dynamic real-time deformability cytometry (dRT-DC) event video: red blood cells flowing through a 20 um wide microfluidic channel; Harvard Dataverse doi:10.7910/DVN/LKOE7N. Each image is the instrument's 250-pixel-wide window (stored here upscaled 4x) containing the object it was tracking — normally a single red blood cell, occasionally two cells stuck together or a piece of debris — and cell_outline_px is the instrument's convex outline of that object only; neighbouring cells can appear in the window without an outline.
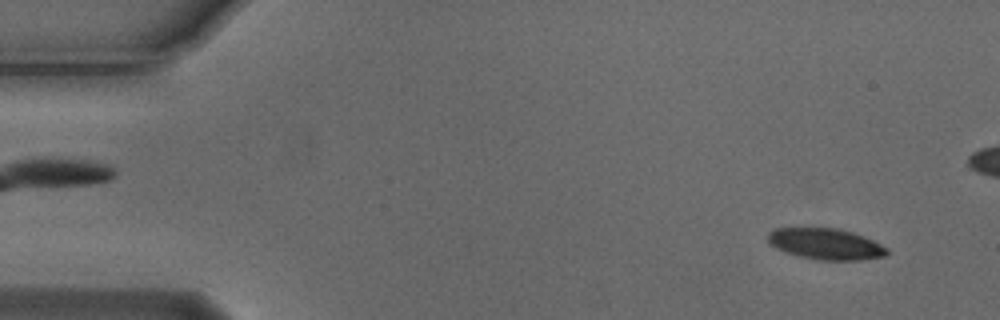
{"species": "Egyptian fruit bat (a non-hibernating species)", "species_latin": "Rousettus aegyptiacus", "temperature_condition": "cold", "stored_images_in_passage": 54, "camera_frame_rate_fps": 3000, "um_per_image_px": 0.085, "animal": {"sex": "male"}, "frame": {"image": 1, "passage_image": 3, "time_ms": 0.667, "image_size_px": [1000, 320], "cell_outline_px": [[888, 252], [884, 256], [860, 260], [816, 260], [784, 252], [768, 244], [768, 232], [776, 228], [840, 228], [864, 236], [888, 248]], "centroid_in_image_um": [70.16, 20.73], "position_along_channel_um": 14.8, "area_um2": 21.68}}
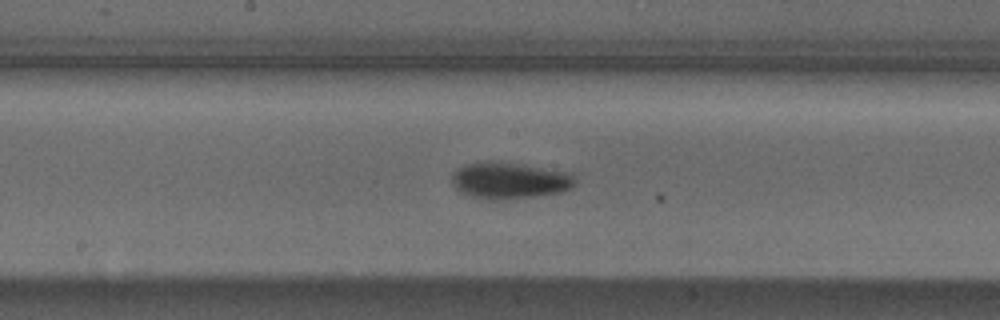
{"frame": {"image": 2, "passage_image": 27, "time_ms": 8.667, "image_size_px": [1000, 320], "cell_outline_px": [[576, 184], [572, 188], [564, 192], [532, 196], [488, 200], [472, 196], [460, 192], [452, 184], [452, 172], [464, 164], [488, 160], [520, 164], [572, 172], [576, 180]], "centroid_in_image_um": [43.32, 15.32], "position_along_channel_um": 204.9, "area_um2": 26.41}}
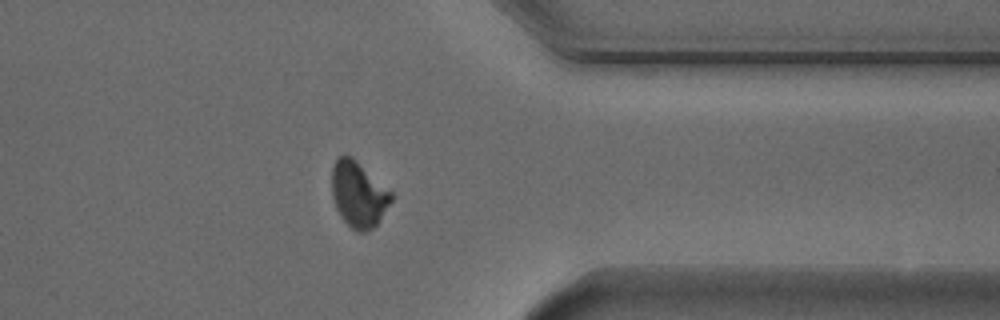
{"frame": {"image": 3, "passage_image": 42, "time_ms": 13.667, "image_size_px": [1000, 320], "cell_outline_px": [[392, 200], [376, 224], [368, 232], [356, 232], [340, 216], [336, 208], [332, 196], [332, 168], [336, 160], [340, 156], [352, 156], [392, 192]], "centroid_in_image_um": [30.46, 16.52], "position_along_channel_um": 380.9, "area_um2": 22.54}, "authors_computed_cell_mechanics": {"area_um2": 23.2645, "velocity_mm_per_s": 3.7376, "shape_relaxation_time_tau1_ms": 3.014, "shape_relaxation_time_tau2_ms": null, "deformation_change_tau1": 0.1181, "deformation_change_tau2": null}}